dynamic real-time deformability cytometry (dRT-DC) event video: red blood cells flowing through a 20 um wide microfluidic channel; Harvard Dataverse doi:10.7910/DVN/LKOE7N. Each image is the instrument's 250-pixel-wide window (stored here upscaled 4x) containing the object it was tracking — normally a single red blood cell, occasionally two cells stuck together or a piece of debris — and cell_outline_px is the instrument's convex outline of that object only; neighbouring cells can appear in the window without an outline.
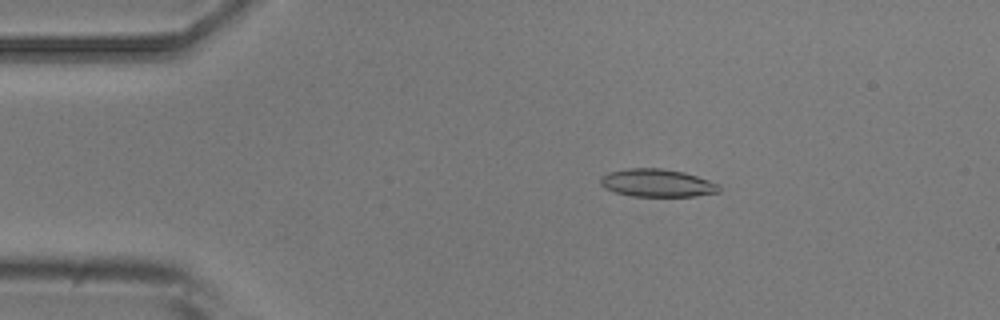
{"species": "common noctule bat (a hibernating species)", "species_latin": "Nyctalus noctula", "temperature_condition": "room temperature", "stored_images_in_passage": 4, "camera_frame_rate_fps": 3000, "um_per_image_px": 0.085, "animal": {"sex": "male", "body_mass_g": 20.5, "forearm_length_mm": 52.5}, "frame": {"image": 1, "passage_image": 2, "time_ms": 1.0, "image_size_px": [1000, 320], "cell_outline_px": [[720, 192], [696, 196], [632, 196], [616, 192], [604, 188], [600, 184], [600, 176], [608, 172], [628, 168], [660, 168], [684, 172], [720, 184]], "centroid_in_image_um": [55.85, 15.55], "position_along_channel_um": 29.2, "area_um2": 19.31}}